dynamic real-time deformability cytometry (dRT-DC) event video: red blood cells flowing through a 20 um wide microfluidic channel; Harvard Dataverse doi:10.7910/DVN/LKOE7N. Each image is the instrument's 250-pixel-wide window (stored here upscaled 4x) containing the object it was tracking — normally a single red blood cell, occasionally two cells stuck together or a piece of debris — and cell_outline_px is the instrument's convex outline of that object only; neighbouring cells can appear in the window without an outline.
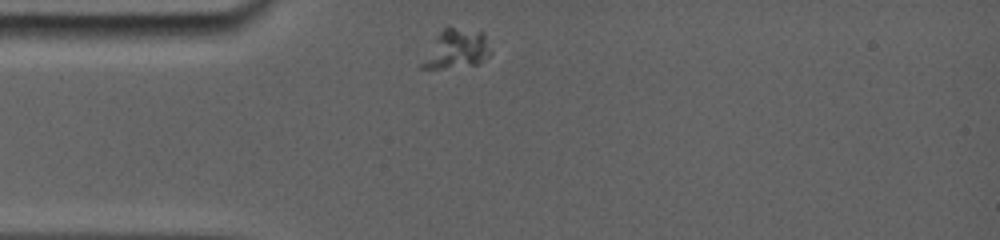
{"species": "common noctule bat (a hibernating species)", "species_latin": "Nyctalus noctula", "temperature_condition": "room temperature", "stored_images_in_passage": 20, "camera_frame_rate_fps": 5000, "um_per_image_px": 0.085, "animal": {"sex": "female", "body_mass_g": 19.0, "forearm_length_mm": 56.7}, "frame": {"image": 1, "passage_image": 1, "time_ms": 0.0, "image_size_px": [1000, 240], "cell_outline_px": [[492, 52], [480, 64], [440, 68], [420, 68], [420, 64], [436, 36], [448, 24], [484, 32]], "centroid_in_image_um": [38.83, 4.12], "position_along_channel_um": 46.2, "area_um2": 15.84}}
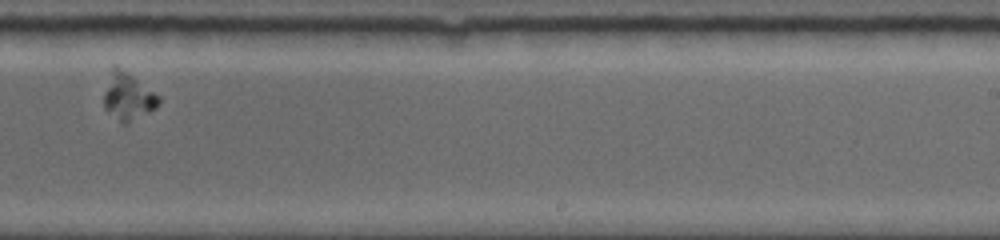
{"frame": {"image": 2, "passage_image": 12, "time_ms": 6.8, "image_size_px": [1000, 240], "cell_outline_px": [[160, 100], [156, 108], [124, 124], [104, 108], [104, 92], [112, 64], [116, 64], [160, 96]], "centroid_in_image_um": [10.86, 8.16], "position_along_channel_um": 278.1, "area_um2": 14.8}}
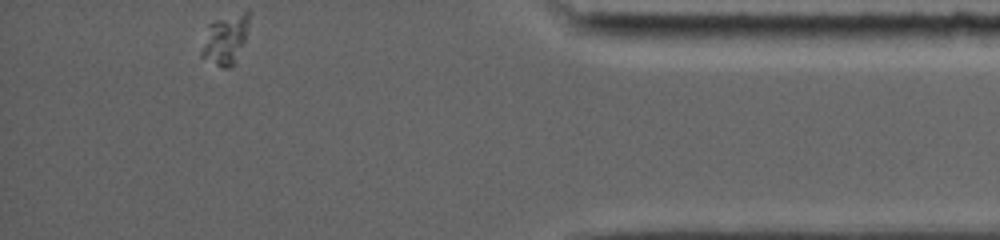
{"frame": {"image": 3, "passage_image": 20, "time_ms": 11.4, "image_size_px": [1000, 240], "cell_outline_px": [[248, 24], [244, 40], [232, 68], [224, 68], [200, 56], [200, 52], [208, 24], [216, 20], [244, 12], [248, 12]], "centroid_in_image_um": [19.11, 3.38], "position_along_channel_um": 416.1, "area_um2": 13.24}}